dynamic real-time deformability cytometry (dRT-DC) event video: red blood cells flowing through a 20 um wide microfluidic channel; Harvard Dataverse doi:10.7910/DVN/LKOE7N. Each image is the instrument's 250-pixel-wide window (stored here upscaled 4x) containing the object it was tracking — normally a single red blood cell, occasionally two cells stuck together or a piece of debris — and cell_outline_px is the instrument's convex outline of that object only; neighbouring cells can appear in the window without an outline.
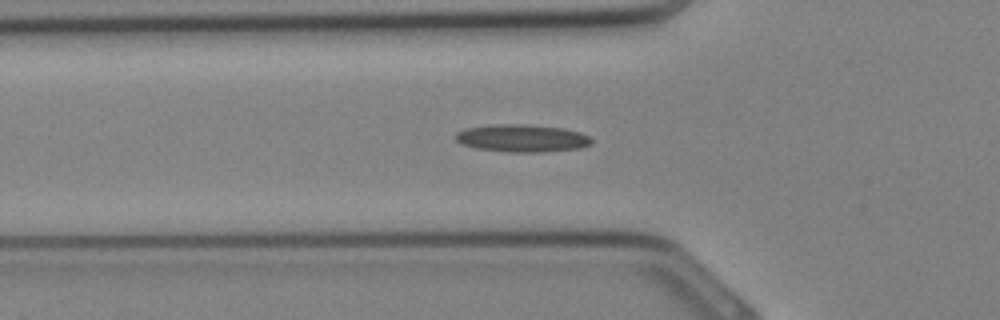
{"species": "Egyptian fruit bat (a non-hibernating species)", "species_latin": "Rousettus aegyptiacus", "temperature_condition": "cold", "stored_images_in_passage": 25, "camera_frame_rate_fps": 3000, "um_per_image_px": 0.085, "animal": {"sex": "female"}, "frame": {"image": 1, "passage_image": 2, "time_ms": 0.333, "image_size_px": [1000, 320], "cell_outline_px": [[592, 144], [580, 148], [544, 152], [504, 152], [476, 148], [460, 144], [456, 140], [456, 132], [464, 128], [492, 124], [524, 124], [564, 128], [580, 132], [588, 136], [592, 140]], "centroid_in_image_um": [44.35, 11.75], "position_along_channel_um": 81.4, "area_um2": 22.08}}
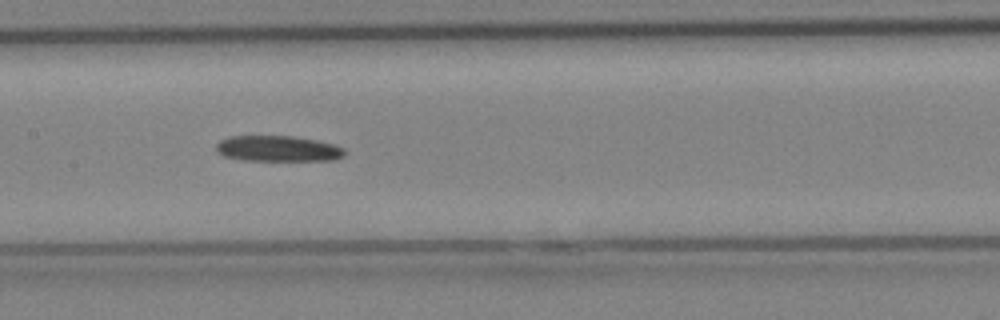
{"frame": {"image": 2, "passage_image": 7, "time_ms": 2.0, "image_size_px": [1000, 320], "cell_outline_px": [[344, 156], [336, 160], [244, 160], [224, 156], [216, 152], [216, 144], [220, 140], [228, 136], [292, 136], [316, 140], [336, 144], [344, 148]], "centroid_in_image_um": [23.63, 12.63], "position_along_channel_um": 183.8, "area_um2": 19.36}}
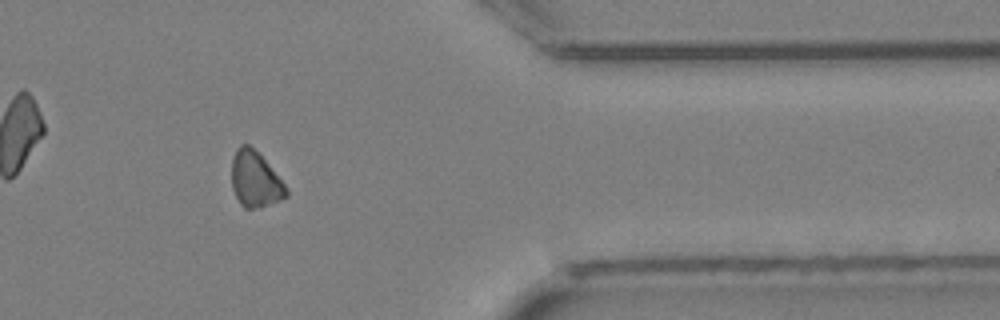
{"frame": {"image": 3, "passage_image": 18, "time_ms": 5.667, "image_size_px": [1000, 320], "cell_outline_px": [[288, 196], [280, 200], [252, 208], [244, 208], [240, 204], [232, 188], [232, 160], [236, 148], [240, 144], [248, 144], [264, 160], [288, 188]], "centroid_in_image_um": [21.67, 15.25], "position_along_channel_um": 389.7, "area_um2": 17.28}}